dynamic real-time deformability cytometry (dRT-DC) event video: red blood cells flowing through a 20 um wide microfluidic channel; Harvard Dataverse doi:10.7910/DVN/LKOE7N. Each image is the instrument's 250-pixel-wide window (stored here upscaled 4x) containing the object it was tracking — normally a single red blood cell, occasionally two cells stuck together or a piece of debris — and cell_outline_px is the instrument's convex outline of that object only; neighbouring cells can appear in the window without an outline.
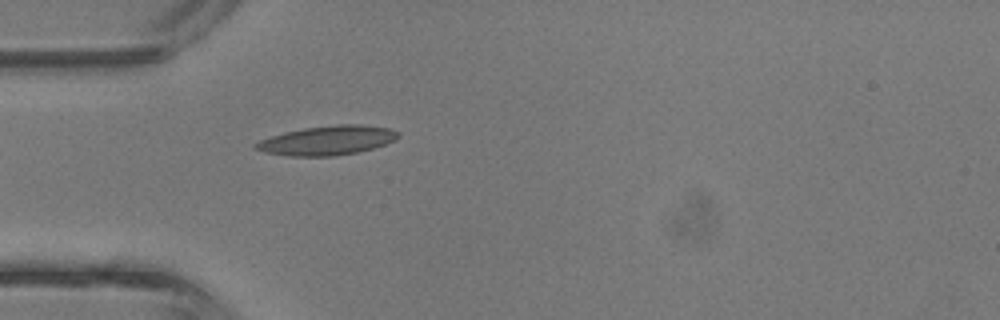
{"species": "common noctule bat (a hibernating species)", "species_latin": "Nyctalus noctula", "temperature_condition": "room temperature", "stored_images_in_passage": 4, "camera_frame_rate_fps": 3000, "um_per_image_px": 0.085, "animal": {"sex": "male", "body_mass_g": 13.3}, "frame": {"image": 1, "passage_image": 4, "time_ms": 1.0, "image_size_px": [1000, 320], "cell_outline_px": [[400, 136], [396, 140], [372, 148], [356, 152], [336, 156], [288, 156], [264, 152], [252, 148], [252, 144], [260, 140], [284, 132], [304, 128], [336, 124], [360, 124], [388, 128], [400, 132]], "centroid_in_image_um": [27.8, 11.93], "position_along_channel_um": 57.2, "area_um2": 24.39}}